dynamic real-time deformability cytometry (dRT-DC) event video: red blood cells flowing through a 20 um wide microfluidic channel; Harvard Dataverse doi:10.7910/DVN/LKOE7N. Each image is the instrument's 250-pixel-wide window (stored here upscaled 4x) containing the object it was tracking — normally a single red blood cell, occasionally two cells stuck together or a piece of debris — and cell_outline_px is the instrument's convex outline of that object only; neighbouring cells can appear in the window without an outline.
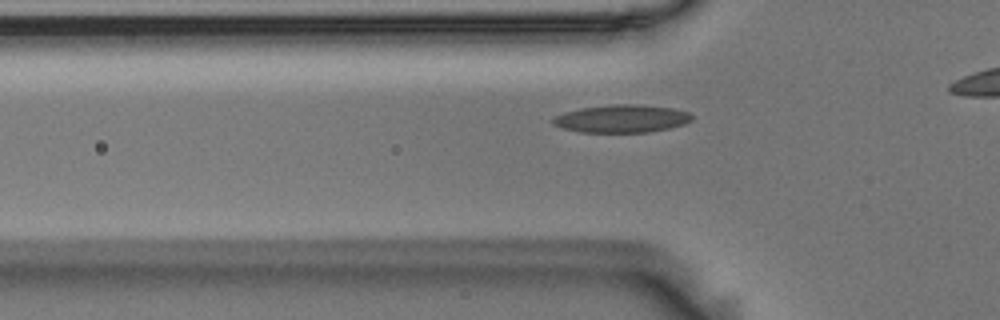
{"species": "Egyptian fruit bat (a non-hibernating species)", "species_latin": "Rousettus aegyptiacus", "temperature_condition": "room temperature", "stored_images_in_passage": 38, "camera_frame_rate_fps": 3000, "um_per_image_px": 0.085, "animal": {"sex": "male"}, "frame": {"image": 1, "passage_image": 11, "time_ms": 3.333, "image_size_px": [1000, 320], "cell_outline_px": [[692, 120], [684, 124], [668, 128], [648, 132], [580, 132], [564, 128], [552, 124], [552, 116], [564, 112], [580, 108], [612, 104], [636, 104], [672, 108], [688, 112], [692, 116]], "centroid_in_image_um": [52.81, 10.08], "position_along_channel_um": 73.0, "area_um2": 22.48}}
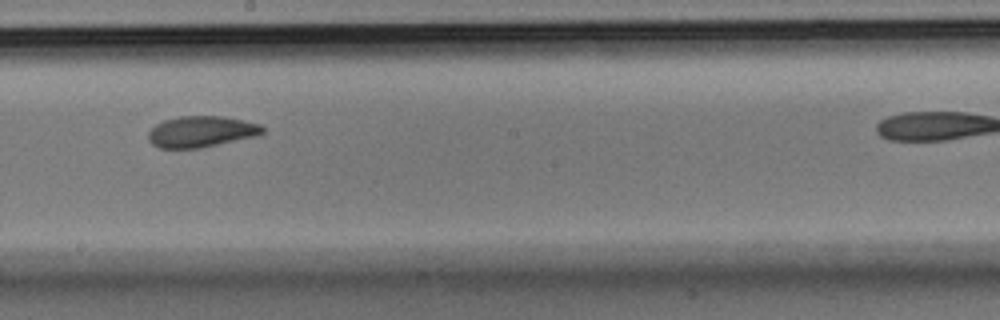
{"frame": {"image": 2, "passage_image": 24, "time_ms": 7.667, "image_size_px": [1000, 320], "cell_outline_px": [[264, 132], [256, 136], [200, 148], [160, 148], [152, 144], [148, 140], [148, 132], [156, 124], [164, 120], [180, 116], [220, 116], [244, 120], [260, 124], [264, 128]], "centroid_in_image_um": [17.09, 11.19], "position_along_channel_um": 231.1, "area_um2": 20.69}}
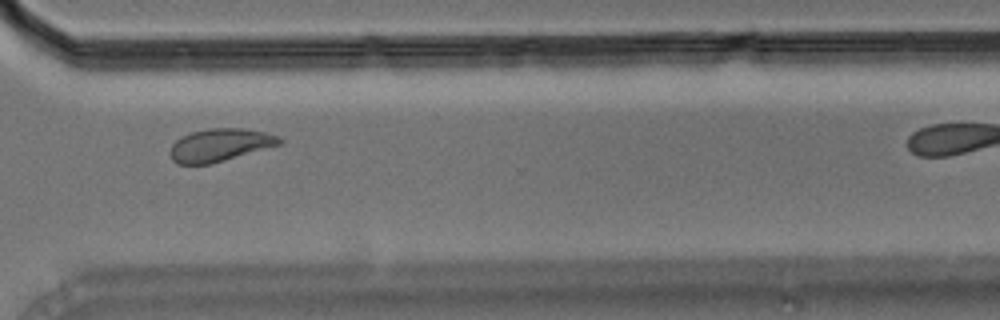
{"frame": {"image": 3, "passage_image": 34, "time_ms": 11.0, "image_size_px": [1000, 320], "cell_outline_px": [[284, 140], [280, 144], [212, 164], [176, 164], [172, 160], [168, 152], [172, 144], [176, 140], [192, 132], [208, 128], [244, 128], [264, 132], [280, 136]], "centroid_in_image_um": [18.68, 12.33], "position_along_channel_um": 351.9, "area_um2": 20.92}}